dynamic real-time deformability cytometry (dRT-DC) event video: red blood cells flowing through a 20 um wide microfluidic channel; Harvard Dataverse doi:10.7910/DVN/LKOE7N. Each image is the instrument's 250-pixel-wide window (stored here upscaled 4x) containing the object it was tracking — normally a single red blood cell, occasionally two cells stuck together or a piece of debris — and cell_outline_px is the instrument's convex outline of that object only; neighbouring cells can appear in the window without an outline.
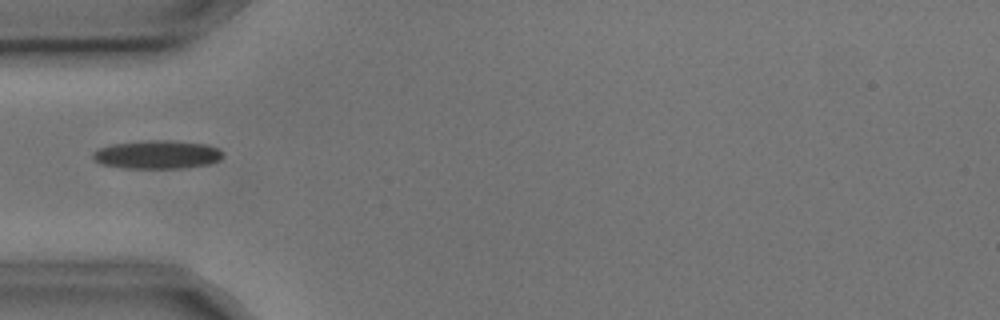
{"species": "common noctule bat (a hibernating species)", "species_latin": "Nyctalus noctula", "temperature_condition": "cold", "stored_images_in_passage": 1, "camera_frame_rate_fps": 3000, "um_per_image_px": 0.085, "animal": {"sex": "male", "body_mass_g": 17.9, "forearm_length_mm": 54.2}, "frame": {"image": 1, "passage_image": 1, "time_ms": 0.0, "image_size_px": [1000, 320], "cell_outline_px": [[224, 156], [220, 160], [208, 164], [184, 168], [120, 168], [100, 164], [92, 156], [92, 152], [100, 148], [112, 144], [144, 140], [168, 140], [208, 144], [224, 152]], "centroid_in_image_um": [13.37, 13.14], "position_along_channel_um": 71.6, "area_um2": 21.73}}